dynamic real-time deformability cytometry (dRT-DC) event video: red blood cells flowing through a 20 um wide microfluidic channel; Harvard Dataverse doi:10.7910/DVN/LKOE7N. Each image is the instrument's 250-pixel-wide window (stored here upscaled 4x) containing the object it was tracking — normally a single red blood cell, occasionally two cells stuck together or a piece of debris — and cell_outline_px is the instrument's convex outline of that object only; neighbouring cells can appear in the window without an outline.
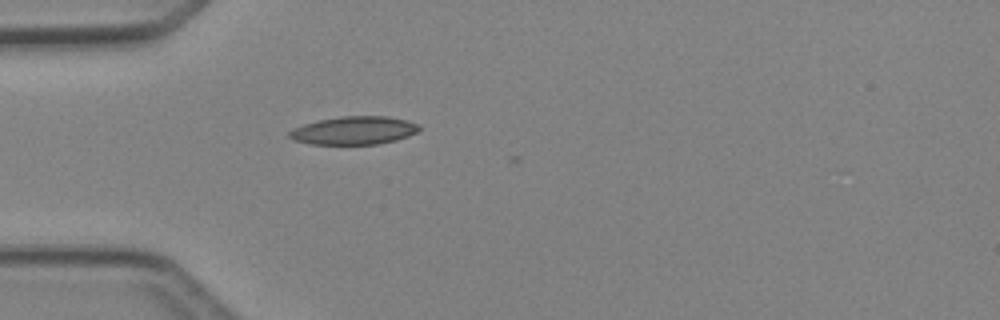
{"species": "Egyptian fruit bat (a non-hibernating species)", "species_latin": "Rousettus aegyptiacus", "temperature_condition": "cold", "stored_images_in_passage": 31, "camera_frame_rate_fps": 3000, "um_per_image_px": 0.085, "animal": {"sex": "female"}, "frame": {"image": 1, "passage_image": 1, "time_ms": 0.0, "image_size_px": [1000, 320], "cell_outline_px": [[420, 128], [416, 132], [408, 136], [396, 140], [376, 144], [312, 144], [292, 140], [288, 136], [288, 132], [292, 128], [304, 124], [320, 120], [340, 116], [388, 116], [404, 120], [416, 124]], "centroid_in_image_um": [30.03, 11.09], "position_along_channel_um": 55.0, "area_um2": 21.15}}
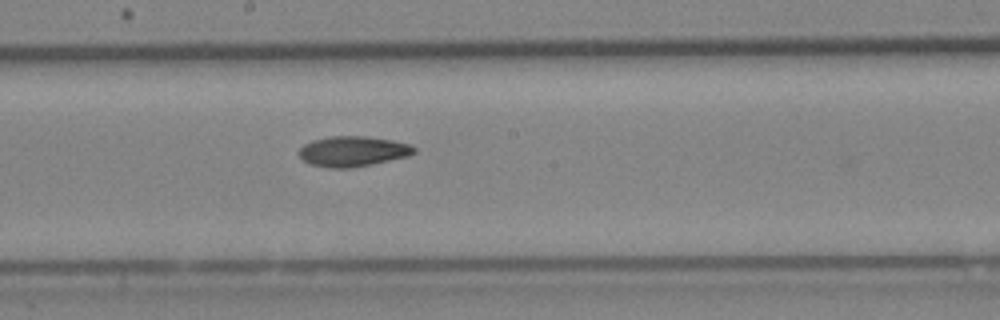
{"frame": {"image": 2, "passage_image": 13, "time_ms": 4.0, "image_size_px": [1000, 320], "cell_outline_px": [[416, 152], [408, 156], [372, 164], [352, 168], [332, 168], [312, 164], [304, 160], [296, 152], [304, 144], [312, 140], [328, 136], [364, 136], [392, 140], [408, 144], [416, 148]], "centroid_in_image_um": [29.98, 12.86], "position_along_channel_um": 218.2, "area_um2": 20.29}}
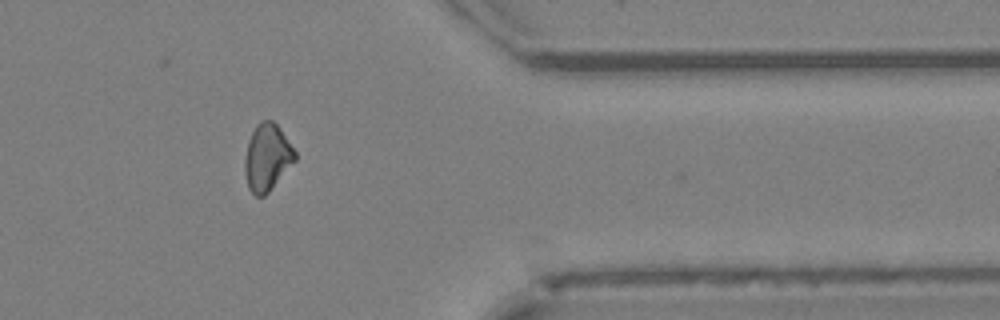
{"frame": {"image": 3, "passage_image": 26, "time_ms": 8.333, "image_size_px": [1000, 320], "cell_outline_px": [[296, 160], [268, 192], [264, 196], [256, 196], [248, 188], [244, 172], [244, 160], [248, 140], [256, 124], [264, 120], [272, 120], [276, 124], [296, 152]], "centroid_in_image_um": [22.68, 13.38], "position_along_channel_um": 388.7, "area_um2": 19.42}}